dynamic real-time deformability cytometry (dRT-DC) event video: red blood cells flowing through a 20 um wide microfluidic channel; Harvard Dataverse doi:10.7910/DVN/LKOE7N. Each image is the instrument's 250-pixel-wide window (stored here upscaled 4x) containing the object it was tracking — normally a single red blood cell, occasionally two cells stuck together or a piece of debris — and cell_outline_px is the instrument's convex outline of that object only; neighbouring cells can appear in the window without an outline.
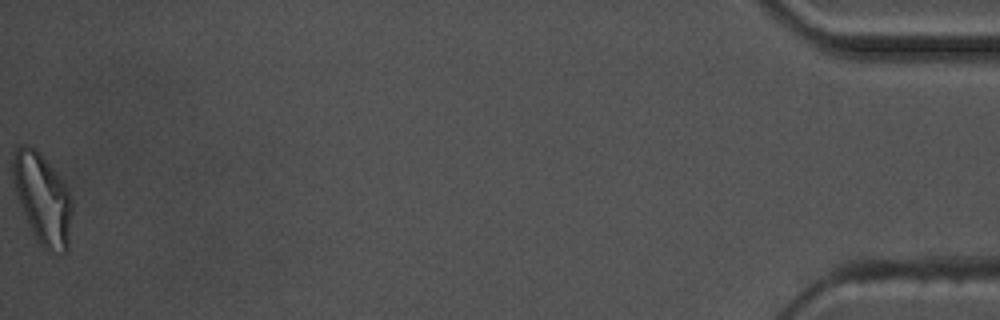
{"species": "common noctule bat (a hibernating species)", "species_latin": "Nyctalus noctula", "temperature_condition": "warm", "stored_images_in_passage": 57, "camera_frame_rate_fps": 3000, "um_per_image_px": 0.085, "animal": {"sex": "male", "body_mass_g": 17.5, "forearm_length_mm": 52.3}, "frame": {"image": 1, "passage_image": 57, "time_ms": 18.667, "image_size_px": [1000, 320], "cell_outline_px": [[72, 212], [68, 248], [64, 252], [48, 252], [36, 240], [20, 204], [12, 180], [12, 156], [16, 148], [20, 144], [28, 144], [36, 148], [40, 152], [56, 172], [68, 188], [72, 196]], "centroid_in_image_um": [3.62, 16.85], "position_along_channel_um": 431.6, "area_um2": 31.5}, "authors_computed_cell_mechanics": {"area_um2": 19.7098, "velocity_mm_per_s": 3.5832, "shape_relaxation_time_tau1_ms": 3.7278, "shape_relaxation_time_tau2_ms": 2.416, "deformation_change_tau1": 0.1628, "deformation_change_tau2": 0.0756}}